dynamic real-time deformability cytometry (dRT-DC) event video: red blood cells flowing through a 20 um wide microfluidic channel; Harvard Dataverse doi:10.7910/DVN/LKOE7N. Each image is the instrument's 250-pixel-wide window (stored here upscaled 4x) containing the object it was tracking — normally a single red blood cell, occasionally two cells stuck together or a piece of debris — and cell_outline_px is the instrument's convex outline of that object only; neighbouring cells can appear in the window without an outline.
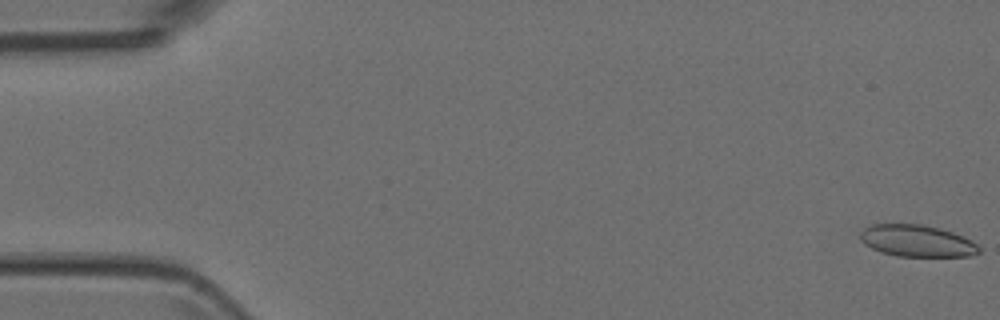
{"species": "Egyptian fruit bat (a non-hibernating species)", "species_latin": "Rousettus aegyptiacus", "temperature_condition": "room temperature", "stored_images_in_passage": 51, "camera_frame_rate_fps": 3000, "um_per_image_px": 0.085, "animal": {"sex": "female"}, "frame": {"image": 1, "passage_image": 1, "time_ms": 0.0, "image_size_px": [1000, 320], "cell_outline_px": [[980, 252], [968, 256], [896, 256], [880, 252], [864, 244], [860, 240], [860, 232], [864, 228], [872, 224], [924, 224], [940, 228], [964, 236], [972, 240], [980, 248]], "centroid_in_image_um": [77.93, 20.47], "position_along_channel_um": 7.1, "area_um2": 22.14}}
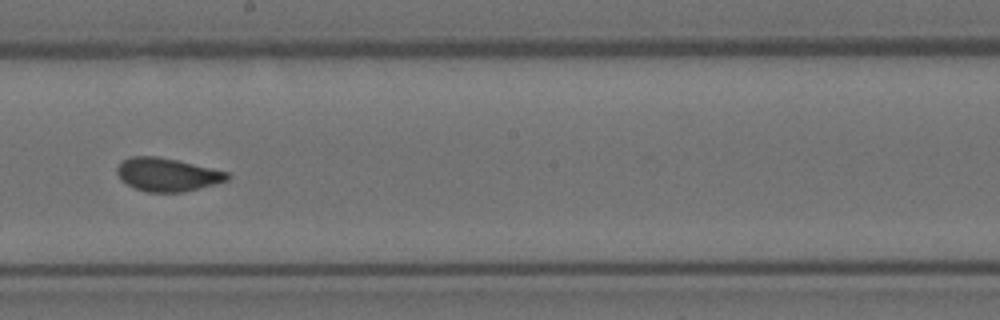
{"frame": {"image": 2, "passage_image": 29, "time_ms": 9.333, "image_size_px": [1000, 320], "cell_outline_px": [[232, 176], [228, 180], [216, 184], [184, 192], [148, 192], [136, 188], [120, 180], [116, 172], [116, 168], [120, 160], [132, 156], [156, 156], [176, 160], [228, 172]], "centroid_in_image_um": [14.2, 14.84], "position_along_channel_um": 234.0, "area_um2": 21.44}}
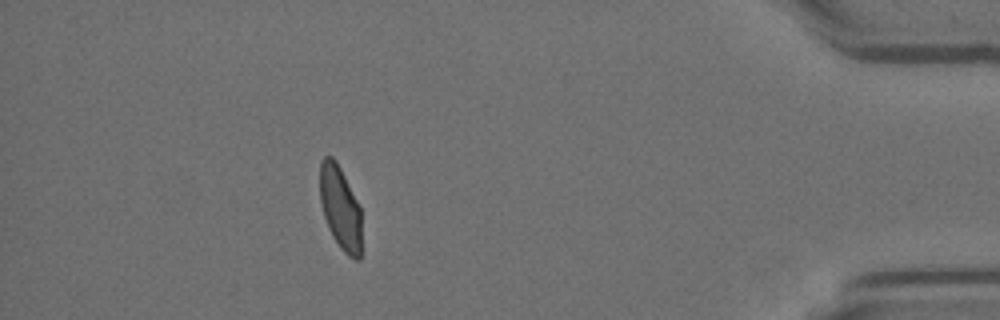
{"frame": {"image": 3, "passage_image": 46, "time_ms": 15.0, "image_size_px": [1000, 320], "cell_outline_px": [[360, 260], [356, 260], [348, 256], [340, 248], [332, 236], [328, 228], [324, 216], [320, 200], [320, 160], [324, 156], [332, 156], [336, 160], [360, 204]], "centroid_in_image_um": [28.91, 17.64], "position_along_channel_um": 406.3, "area_um2": 20.4}}